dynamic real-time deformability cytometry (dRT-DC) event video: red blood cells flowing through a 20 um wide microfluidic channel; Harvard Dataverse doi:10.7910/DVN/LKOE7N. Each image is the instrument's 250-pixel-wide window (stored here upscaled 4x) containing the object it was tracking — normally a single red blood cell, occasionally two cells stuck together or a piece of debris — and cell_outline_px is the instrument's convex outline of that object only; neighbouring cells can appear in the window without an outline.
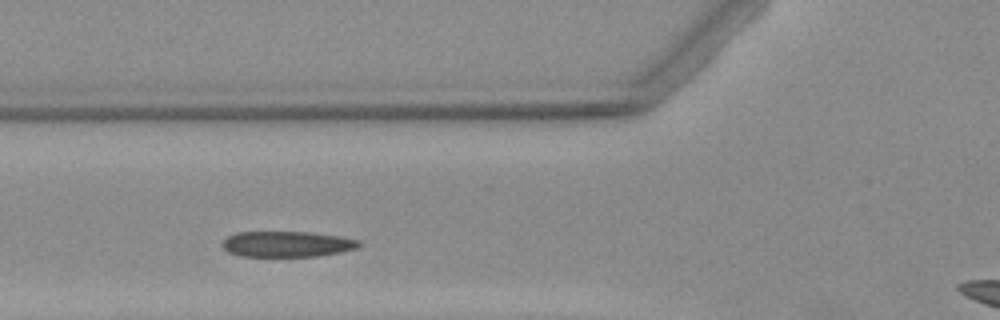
{"species": "Egyptian fruit bat (a non-hibernating species)", "species_latin": "Rousettus aegyptiacus", "temperature_condition": "warm", "stored_images_in_passage": 3, "camera_frame_rate_fps": 3000, "um_per_image_px": 0.085, "animal": {"sex": "female"}, "frame": {"image": 1, "passage_image": 2, "time_ms": 1.0, "image_size_px": [1000, 320], "cell_outline_px": [[364, 244], [356, 248], [340, 252], [316, 256], [240, 256], [228, 252], [220, 244], [228, 236], [236, 232], [308, 232], [340, 236], [360, 240]], "centroid_in_image_um": [24.4, 20.74], "position_along_channel_um": 101.4, "area_um2": 20.52}}
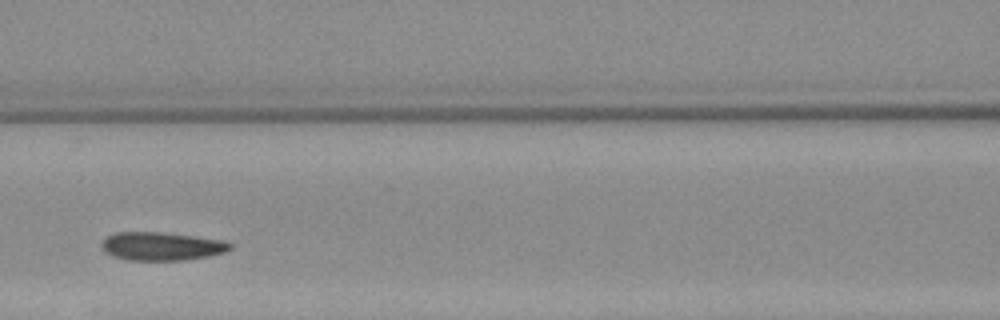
{"frame": {"image": 2, "passage_image": 3, "time_ms": 2.333, "image_size_px": [1000, 320], "cell_outline_px": [[232, 248], [224, 252], [208, 256], [184, 260], [128, 260], [112, 256], [104, 252], [100, 244], [108, 236], [116, 232], [160, 232], [192, 236], [220, 240], [232, 244]], "centroid_in_image_um": [13.69, 20.94], "position_along_channel_um": 152.9, "area_um2": 21.04}}